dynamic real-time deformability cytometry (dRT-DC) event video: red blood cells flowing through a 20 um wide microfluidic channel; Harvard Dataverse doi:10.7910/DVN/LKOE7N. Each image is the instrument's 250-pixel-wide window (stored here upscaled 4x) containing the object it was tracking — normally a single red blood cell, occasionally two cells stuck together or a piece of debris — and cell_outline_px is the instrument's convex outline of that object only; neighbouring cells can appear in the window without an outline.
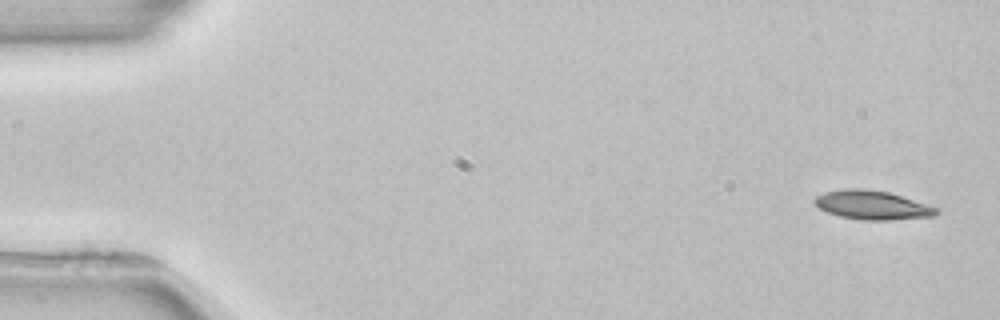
{"species": "common noctule bat (a hibernating species)", "species_latin": "Nyctalus noctula", "temperature_condition": "room temperature", "stored_images_in_passage": 3, "camera_frame_rate_fps": 3000, "um_per_image_px": 0.085, "animal": {"sex": "female", "body_mass_g": 22.7, "forearm_length_mm": 54.2}, "frame": {"image": 1, "passage_image": 1, "time_ms": 0.0, "image_size_px": [1000, 320], "cell_outline_px": [[940, 212], [932, 216], [892, 220], [864, 220], [840, 216], [828, 212], [820, 208], [812, 200], [816, 196], [824, 192], [848, 188], [864, 188], [888, 192], [940, 208]], "centroid_in_image_um": [74.15, 17.43], "position_along_channel_um": 10.8, "area_um2": 20.46}}
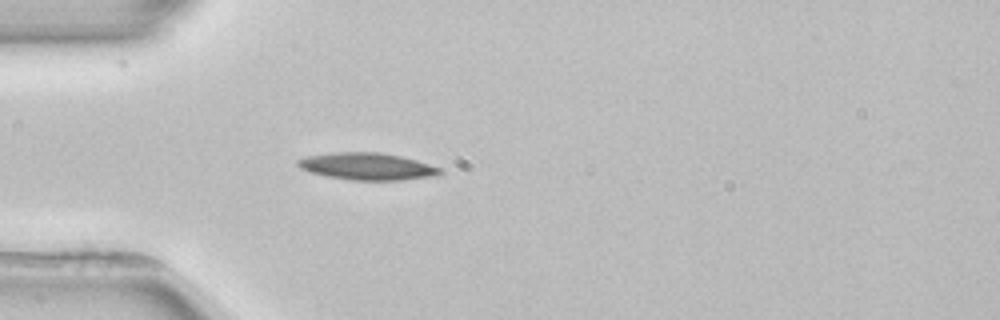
{"frame": {"image": 2, "passage_image": 3, "time_ms": 4.333, "image_size_px": [1000, 320], "cell_outline_px": [[444, 172], [436, 176], [404, 180], [352, 180], [328, 176], [308, 172], [300, 168], [296, 164], [296, 160], [308, 156], [332, 152], [380, 152], [400, 156], [416, 160], [444, 168]], "centroid_in_image_um": [31.25, 14.14], "position_along_channel_um": 53.8, "area_um2": 22.66}}